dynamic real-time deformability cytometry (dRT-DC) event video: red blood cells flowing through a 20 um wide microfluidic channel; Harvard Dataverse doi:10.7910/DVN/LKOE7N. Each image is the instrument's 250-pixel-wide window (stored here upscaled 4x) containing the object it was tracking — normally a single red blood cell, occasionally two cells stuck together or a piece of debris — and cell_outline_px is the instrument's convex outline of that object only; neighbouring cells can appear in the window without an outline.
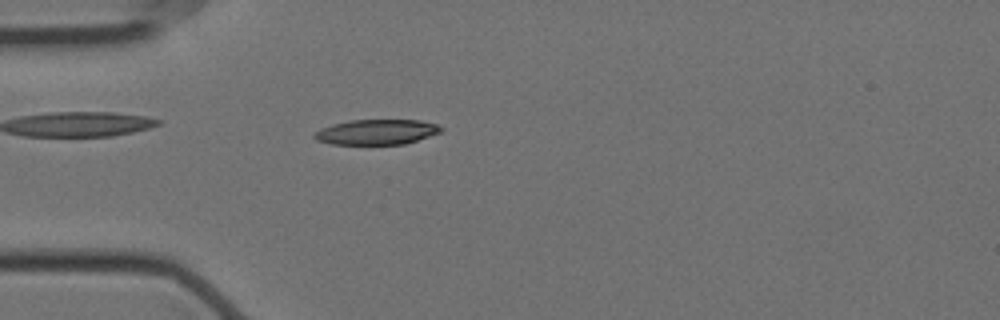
{"species": "Egyptian fruit bat (a non-hibernating species)", "species_latin": "Rousettus aegyptiacus", "temperature_condition": "cold", "stored_images_in_passage": 57, "camera_frame_rate_fps": 3000, "um_per_image_px": 0.085, "animal": {"sex": "female"}, "frame": {"image": 1, "passage_image": 16, "time_ms": 5.0, "image_size_px": [1000, 320], "cell_outline_px": [[444, 128], [440, 132], [404, 144], [332, 144], [316, 140], [312, 136], [320, 128], [332, 124], [352, 120], [420, 120], [436, 124]], "centroid_in_image_um": [31.98, 11.21], "position_along_channel_um": 53.0, "area_um2": 18.44}}
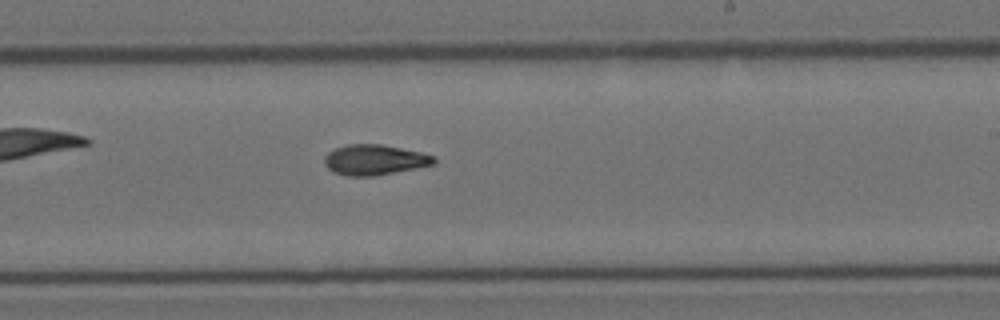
{"frame": {"image": 2, "passage_image": 34, "time_ms": 11.0, "image_size_px": [1000, 320], "cell_outline_px": [[436, 164], [376, 176], [348, 176], [332, 172], [324, 164], [324, 156], [328, 152], [336, 148], [348, 144], [380, 144], [420, 152], [436, 156]], "centroid_in_image_um": [31.83, 13.59], "position_along_channel_um": 257.2, "area_um2": 19.48}}
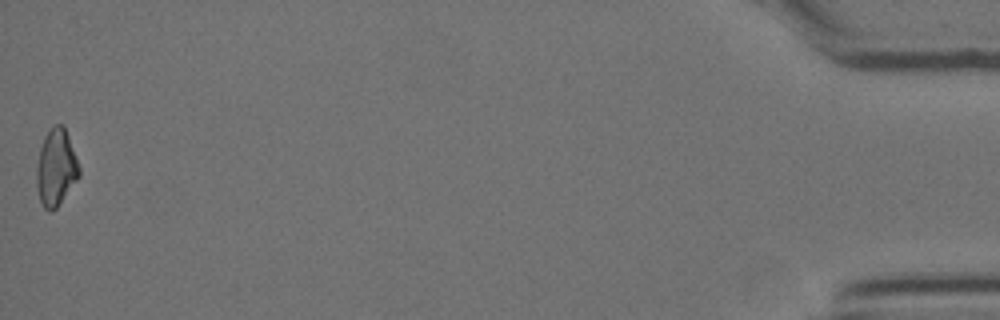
{"frame": {"image": 3, "passage_image": 57, "time_ms": 18.667, "image_size_px": [1000, 320], "cell_outline_px": [[80, 176], [56, 208], [52, 212], [48, 212], [44, 208], [40, 200], [36, 188], [36, 168], [40, 148], [44, 136], [52, 124], [64, 124], [80, 168]], "centroid_in_image_um": [4.75, 14.24], "position_along_channel_um": 430.4, "area_um2": 19.25}, "authors_computed_cell_mechanics": {"area_um2": 19.0162, "velocity_mm_per_s": 3.5244, "shape_relaxation_time_tau1_ms": 8.6841, "shape_relaxation_time_tau2_ms": 4.7057, "deformation_change_tau1": 0.1954, "deformation_change_tau2": 0.122}}